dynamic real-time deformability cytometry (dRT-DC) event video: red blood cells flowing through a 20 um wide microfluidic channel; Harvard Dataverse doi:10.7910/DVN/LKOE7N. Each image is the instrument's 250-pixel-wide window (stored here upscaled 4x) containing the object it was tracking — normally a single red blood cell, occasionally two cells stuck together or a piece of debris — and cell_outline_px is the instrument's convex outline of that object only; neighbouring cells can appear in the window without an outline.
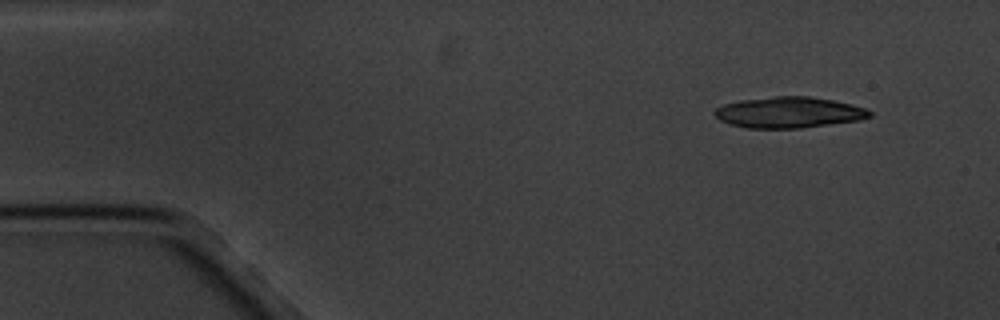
{"species": "common noctule bat (a hibernating species)", "species_latin": "Nyctalus noctula", "temperature_condition": "cold", "stored_images_in_passage": 4, "camera_frame_rate_fps": 3000, "um_per_image_px": 0.085, "animal": {"sex": "male", "body_mass_g": 20.1, "forearm_length_mm": 53.5}, "frame": {"image": 1, "passage_image": 1, "time_ms": 0.0, "image_size_px": [1000, 320], "cell_outline_px": [[872, 116], [856, 120], [800, 128], [748, 128], [728, 124], [720, 120], [712, 112], [716, 108], [724, 104], [740, 100], [776, 96], [808, 96], [832, 100], [852, 104], [864, 108], [872, 112]], "centroid_in_image_um": [67.01, 9.55], "position_along_channel_um": 18.0, "area_um2": 27.8}}